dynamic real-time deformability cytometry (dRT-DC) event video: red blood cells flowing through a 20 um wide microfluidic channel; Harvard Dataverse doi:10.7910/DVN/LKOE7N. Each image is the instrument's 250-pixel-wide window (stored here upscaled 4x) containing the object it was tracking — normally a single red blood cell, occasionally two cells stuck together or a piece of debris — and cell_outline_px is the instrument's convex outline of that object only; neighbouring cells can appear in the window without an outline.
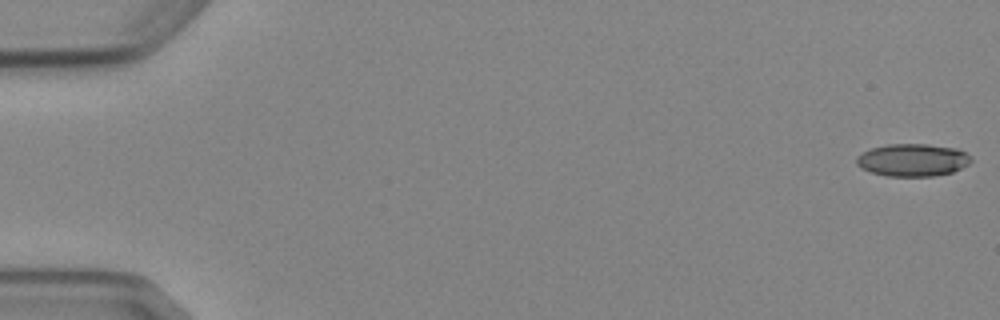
{"species": "Egyptian fruit bat (a non-hibernating species)", "species_latin": "Rousettus aegyptiacus", "temperature_condition": "cold", "stored_images_in_passage": 6, "camera_frame_rate_fps": 3000, "um_per_image_px": 0.085, "animal": {"sex": "female"}, "frame": {"image": 1, "passage_image": 1, "time_ms": 0.0, "image_size_px": [1000, 320], "cell_outline_px": [[972, 160], [968, 164], [952, 172], [932, 176], [888, 176], [872, 172], [856, 164], [856, 156], [872, 148], [888, 144], [928, 144], [956, 148], [972, 156]], "centroid_in_image_um": [77.59, 13.59], "position_along_channel_um": 7.4, "area_um2": 21.56}}
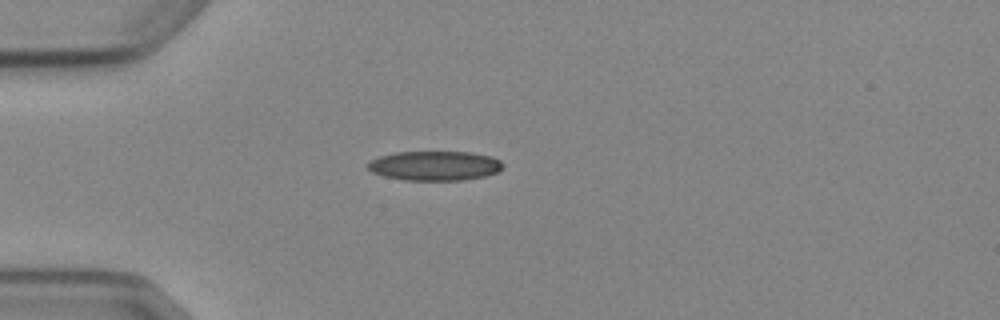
{"frame": {"image": 2, "passage_image": 5, "time_ms": 4.667, "image_size_px": [1000, 320], "cell_outline_px": [[504, 164], [496, 172], [484, 176], [464, 180], [404, 180], [384, 176], [372, 172], [368, 168], [368, 160], [380, 156], [396, 152], [468, 152], [492, 156], [500, 160]], "centroid_in_image_um": [36.93, 14.08], "position_along_channel_um": 48.1, "area_um2": 23.18}}